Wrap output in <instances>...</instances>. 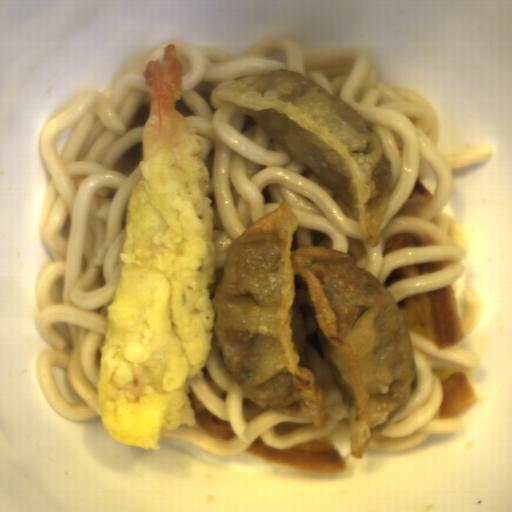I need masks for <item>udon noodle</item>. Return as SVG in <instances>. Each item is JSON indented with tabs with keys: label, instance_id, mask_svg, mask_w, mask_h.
Wrapping results in <instances>:
<instances>
[{
	"label": "udon noodle",
	"instance_id": "obj_3",
	"mask_svg": "<svg viewBox=\"0 0 512 512\" xmlns=\"http://www.w3.org/2000/svg\"><path fill=\"white\" fill-rule=\"evenodd\" d=\"M409 333L422 384L408 408L397 414L368 445V448L382 453L415 447L428 435L451 433L466 424L462 412L448 419H439L444 392L434 370L458 369L469 373L477 367L480 354L452 348L451 345L439 349L419 335Z\"/></svg>",
	"mask_w": 512,
	"mask_h": 512
},
{
	"label": "udon noodle",
	"instance_id": "obj_4",
	"mask_svg": "<svg viewBox=\"0 0 512 512\" xmlns=\"http://www.w3.org/2000/svg\"><path fill=\"white\" fill-rule=\"evenodd\" d=\"M462 299L463 315L460 325L464 335L463 338H465L476 332L483 311V305L476 292L468 290L462 295Z\"/></svg>",
	"mask_w": 512,
	"mask_h": 512
},
{
	"label": "udon noodle",
	"instance_id": "obj_2",
	"mask_svg": "<svg viewBox=\"0 0 512 512\" xmlns=\"http://www.w3.org/2000/svg\"><path fill=\"white\" fill-rule=\"evenodd\" d=\"M294 281L302 310L306 353L317 384L323 389L326 408L332 416L328 427L316 428L311 424L291 433L277 434L275 429L283 422L307 424L310 422L308 419L293 418L270 409L246 422L242 402L245 398L256 402L229 375L214 335L205 367L211 379L226 392V399L217 396L203 377L193 387V392L206 409L224 421H230L234 431L233 436L228 440L211 437L196 422L193 425H181L176 429H169L160 440H183L225 457L243 453L259 437L262 442L277 452L331 434H342L350 439L347 397L343 388L335 381L325 361L318 330L306 299L302 276L299 273L294 274Z\"/></svg>",
	"mask_w": 512,
	"mask_h": 512
},
{
	"label": "udon noodle",
	"instance_id": "obj_1",
	"mask_svg": "<svg viewBox=\"0 0 512 512\" xmlns=\"http://www.w3.org/2000/svg\"><path fill=\"white\" fill-rule=\"evenodd\" d=\"M174 44L182 67L177 107L204 138L213 213L218 286L231 244L255 221L289 204L299 222L290 251L302 244L351 256L383 284L408 264L444 262L442 270L396 280L387 288L397 304L409 296L454 286L464 275L467 237L446 212L454 168L486 162L489 145L450 154L440 145L438 115L414 89L384 82L364 49L303 52L274 36L255 38L244 56L211 45L169 42L151 52L109 94L89 90L53 115L39 132L48 183L38 235L52 260L36 278L35 326L47 343L34 362L48 403L67 420L100 417L98 388L108 326L125 264L126 212L140 175L151 96L144 71ZM300 71L345 100L379 134L393 163L395 188L381 239L367 245L348 207L292 160L250 116L211 89L270 70ZM422 180L431 200L415 216H394ZM417 234L435 242L383 257L391 237Z\"/></svg>",
	"mask_w": 512,
	"mask_h": 512
}]
</instances>
